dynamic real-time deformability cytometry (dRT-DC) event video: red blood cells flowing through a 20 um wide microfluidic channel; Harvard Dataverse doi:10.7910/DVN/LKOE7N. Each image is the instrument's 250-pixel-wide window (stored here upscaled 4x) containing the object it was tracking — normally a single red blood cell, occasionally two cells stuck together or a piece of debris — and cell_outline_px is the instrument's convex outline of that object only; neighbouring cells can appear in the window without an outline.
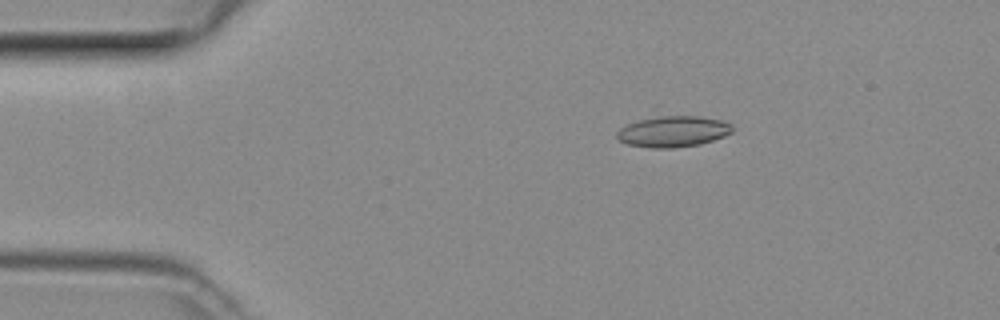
{"species": "common noctule bat (a hibernating species)", "species_latin": "Nyctalus noctula", "temperature_condition": "room temperature", "stored_images_in_passage": 49, "camera_frame_rate_fps": 3000, "um_per_image_px": 0.085, "animal": {"sex": "female", "body_mass_g": 29.2, "forearm_length_mm": 56.3}, "frame": {"image": 1, "passage_image": 9, "time_ms": 2.667, "image_size_px": [1000, 320], "cell_outline_px": [[732, 132], [724, 136], [700, 144], [672, 148], [652, 148], [628, 144], [620, 140], [616, 136], [616, 132], [620, 128], [656, 104], [720, 120], [732, 124]], "centroid_in_image_um": [57.08, 10.95], "position_along_channel_um": 27.9, "area_um2": 24.16}}
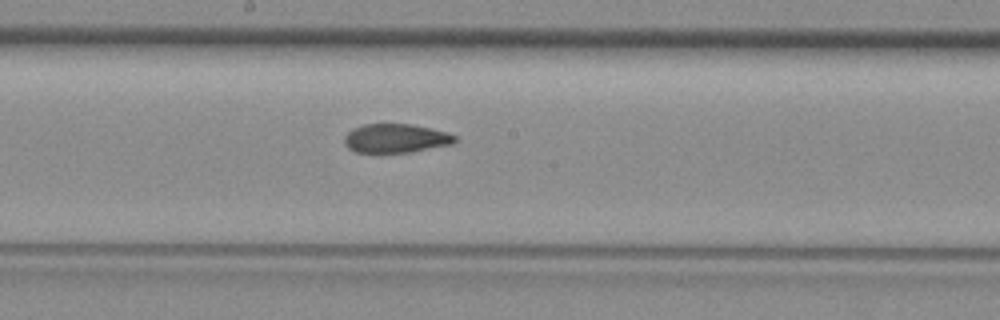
{"frame": {"image": 2, "passage_image": 26, "time_ms": 8.333, "image_size_px": [1000, 320], "cell_outline_px": [[456, 140], [452, 144], [408, 152], [356, 152], [348, 148], [344, 140], [344, 136], [352, 128], [364, 124], [408, 124], [428, 128], [444, 132], [456, 136]], "centroid_in_image_um": [33.59, 11.75], "position_along_channel_um": 214.6, "area_um2": 18.26}}
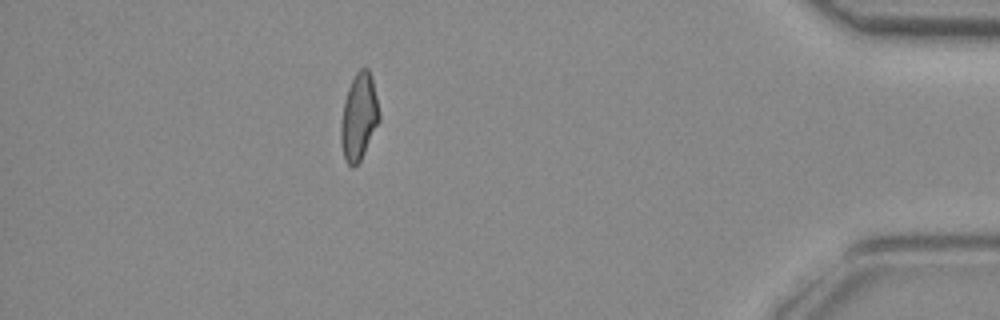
{"frame": {"image": 3, "passage_image": 43, "time_ms": 14.0, "image_size_px": [1000, 320], "cell_outline_px": [[380, 120], [360, 160], [352, 168], [344, 160], [340, 140], [340, 124], [344, 100], [348, 88], [356, 72], [360, 68], [368, 68], [372, 76], [380, 116]], "centroid_in_image_um": [30.49, 9.93], "position_along_channel_um": 404.7, "area_um2": 19.36}}